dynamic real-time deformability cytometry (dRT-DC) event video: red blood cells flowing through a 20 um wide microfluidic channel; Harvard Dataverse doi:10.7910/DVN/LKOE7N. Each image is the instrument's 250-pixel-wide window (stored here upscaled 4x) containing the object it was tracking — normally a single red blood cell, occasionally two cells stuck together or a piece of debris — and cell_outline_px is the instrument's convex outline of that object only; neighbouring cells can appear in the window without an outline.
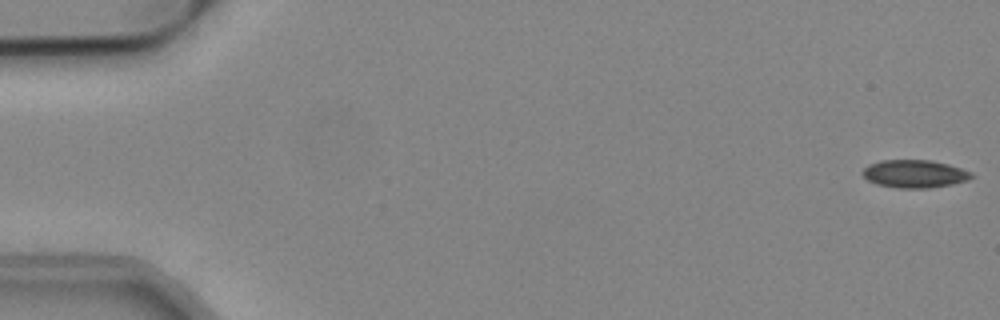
{"species": "common noctule bat (a hibernating species)", "species_latin": "Nyctalus noctula", "temperature_condition": "cold", "stored_images_in_passage": 16, "camera_frame_rate_fps": 3000, "um_per_image_px": 0.085, "animal": {"sex": "male", "body_mass_g": 19.2, "forearm_length_mm": 51.8}, "frame": {"image": 1, "passage_image": 1, "time_ms": 0.0, "image_size_px": [1000, 320], "cell_outline_px": [[976, 176], [968, 180], [952, 184], [928, 188], [896, 188], [876, 184], [868, 180], [860, 172], [868, 164], [880, 160], [932, 160], [948, 164], [972, 172]], "centroid_in_image_um": [77.73, 14.77], "position_along_channel_um": 7.3, "area_um2": 17.86}}
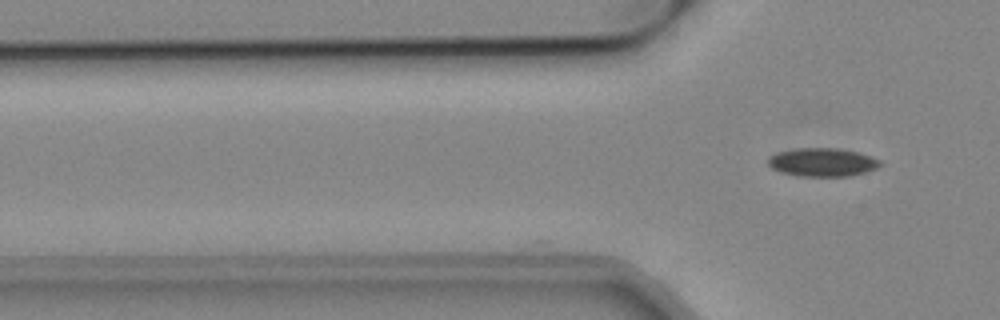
{"frame": {"image": 2, "passage_image": 16, "time_ms": 5.0, "image_size_px": [1000, 320], "cell_outline_px": [[884, 164], [868, 172], [852, 176], [800, 176], [784, 172], [772, 168], [768, 164], [768, 156], [776, 152], [796, 148], [836, 148], [856, 152], [872, 156], [880, 160]], "centroid_in_image_um": [69.94, 13.79], "position_along_channel_um": 55.9, "area_um2": 18.67}}